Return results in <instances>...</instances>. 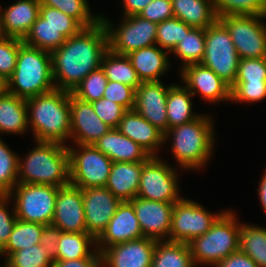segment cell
Wrapping results in <instances>:
<instances>
[{
    "mask_svg": "<svg viewBox=\"0 0 266 267\" xmlns=\"http://www.w3.org/2000/svg\"><path fill=\"white\" fill-rule=\"evenodd\" d=\"M108 50L107 30L101 20L66 39L51 53L55 88L72 92L90 72L101 66Z\"/></svg>",
    "mask_w": 266,
    "mask_h": 267,
    "instance_id": "6da1fadb",
    "label": "cell"
},
{
    "mask_svg": "<svg viewBox=\"0 0 266 267\" xmlns=\"http://www.w3.org/2000/svg\"><path fill=\"white\" fill-rule=\"evenodd\" d=\"M26 104L34 140L65 145L71 133L70 92L55 88L27 99Z\"/></svg>",
    "mask_w": 266,
    "mask_h": 267,
    "instance_id": "7a4b0ae2",
    "label": "cell"
},
{
    "mask_svg": "<svg viewBox=\"0 0 266 267\" xmlns=\"http://www.w3.org/2000/svg\"><path fill=\"white\" fill-rule=\"evenodd\" d=\"M23 159H18L17 184H42L64 187L70 184L67 145L36 141Z\"/></svg>",
    "mask_w": 266,
    "mask_h": 267,
    "instance_id": "3957f363",
    "label": "cell"
},
{
    "mask_svg": "<svg viewBox=\"0 0 266 267\" xmlns=\"http://www.w3.org/2000/svg\"><path fill=\"white\" fill-rule=\"evenodd\" d=\"M212 122V118L202 114L190 122L168 129L164 134V142L173 136L172 155L183 169H200L212 156L215 142Z\"/></svg>",
    "mask_w": 266,
    "mask_h": 267,
    "instance_id": "277c9868",
    "label": "cell"
},
{
    "mask_svg": "<svg viewBox=\"0 0 266 267\" xmlns=\"http://www.w3.org/2000/svg\"><path fill=\"white\" fill-rule=\"evenodd\" d=\"M7 80L8 92L25 100L55 89L51 53L22 43Z\"/></svg>",
    "mask_w": 266,
    "mask_h": 267,
    "instance_id": "5b68a950",
    "label": "cell"
},
{
    "mask_svg": "<svg viewBox=\"0 0 266 267\" xmlns=\"http://www.w3.org/2000/svg\"><path fill=\"white\" fill-rule=\"evenodd\" d=\"M236 220L234 212L223 211L204 235L188 243L195 266L204 263L215 267L230 254L239 251L241 223Z\"/></svg>",
    "mask_w": 266,
    "mask_h": 267,
    "instance_id": "8992f818",
    "label": "cell"
},
{
    "mask_svg": "<svg viewBox=\"0 0 266 267\" xmlns=\"http://www.w3.org/2000/svg\"><path fill=\"white\" fill-rule=\"evenodd\" d=\"M239 61L230 33L218 19L205 29V53L200 64L232 86L237 78Z\"/></svg>",
    "mask_w": 266,
    "mask_h": 267,
    "instance_id": "52a82bcc",
    "label": "cell"
},
{
    "mask_svg": "<svg viewBox=\"0 0 266 267\" xmlns=\"http://www.w3.org/2000/svg\"><path fill=\"white\" fill-rule=\"evenodd\" d=\"M59 188L42 184H17L7 196L12 197L15 201L14 208L17 219L50 225Z\"/></svg>",
    "mask_w": 266,
    "mask_h": 267,
    "instance_id": "ba28073f",
    "label": "cell"
},
{
    "mask_svg": "<svg viewBox=\"0 0 266 267\" xmlns=\"http://www.w3.org/2000/svg\"><path fill=\"white\" fill-rule=\"evenodd\" d=\"M77 145V150L67 146L70 184L82 190L90 187H104L113 161L94 145Z\"/></svg>",
    "mask_w": 266,
    "mask_h": 267,
    "instance_id": "9c48e42d",
    "label": "cell"
},
{
    "mask_svg": "<svg viewBox=\"0 0 266 267\" xmlns=\"http://www.w3.org/2000/svg\"><path fill=\"white\" fill-rule=\"evenodd\" d=\"M101 21L107 30L109 50L115 54L128 55L132 51L156 45L157 23L139 15L123 16L121 25L116 28L102 15Z\"/></svg>",
    "mask_w": 266,
    "mask_h": 267,
    "instance_id": "30bf717a",
    "label": "cell"
},
{
    "mask_svg": "<svg viewBox=\"0 0 266 267\" xmlns=\"http://www.w3.org/2000/svg\"><path fill=\"white\" fill-rule=\"evenodd\" d=\"M228 29L240 59L266 58V24L261 15L219 17Z\"/></svg>",
    "mask_w": 266,
    "mask_h": 267,
    "instance_id": "8fae6325",
    "label": "cell"
},
{
    "mask_svg": "<svg viewBox=\"0 0 266 267\" xmlns=\"http://www.w3.org/2000/svg\"><path fill=\"white\" fill-rule=\"evenodd\" d=\"M176 169L157 156L143 165L136 197L166 203H176L180 197Z\"/></svg>",
    "mask_w": 266,
    "mask_h": 267,
    "instance_id": "7c38bea8",
    "label": "cell"
},
{
    "mask_svg": "<svg viewBox=\"0 0 266 267\" xmlns=\"http://www.w3.org/2000/svg\"><path fill=\"white\" fill-rule=\"evenodd\" d=\"M222 213L211 214L199 203L181 198L173 206L169 241L188 244L204 235Z\"/></svg>",
    "mask_w": 266,
    "mask_h": 267,
    "instance_id": "4fadbf2b",
    "label": "cell"
},
{
    "mask_svg": "<svg viewBox=\"0 0 266 267\" xmlns=\"http://www.w3.org/2000/svg\"><path fill=\"white\" fill-rule=\"evenodd\" d=\"M82 199L87 233L97 240L122 201L105 186L82 190Z\"/></svg>",
    "mask_w": 266,
    "mask_h": 267,
    "instance_id": "5bb4252c",
    "label": "cell"
},
{
    "mask_svg": "<svg viewBox=\"0 0 266 267\" xmlns=\"http://www.w3.org/2000/svg\"><path fill=\"white\" fill-rule=\"evenodd\" d=\"M143 236L156 241H169L174 203L135 197L130 200Z\"/></svg>",
    "mask_w": 266,
    "mask_h": 267,
    "instance_id": "9a60e30c",
    "label": "cell"
},
{
    "mask_svg": "<svg viewBox=\"0 0 266 267\" xmlns=\"http://www.w3.org/2000/svg\"><path fill=\"white\" fill-rule=\"evenodd\" d=\"M170 86L162 81L141 82L135 90L134 110L164 134L168 131L166 99Z\"/></svg>",
    "mask_w": 266,
    "mask_h": 267,
    "instance_id": "2e32d148",
    "label": "cell"
},
{
    "mask_svg": "<svg viewBox=\"0 0 266 267\" xmlns=\"http://www.w3.org/2000/svg\"><path fill=\"white\" fill-rule=\"evenodd\" d=\"M70 119V139L75 144L93 145L111 129L97 116L92 103L76 98L71 92Z\"/></svg>",
    "mask_w": 266,
    "mask_h": 267,
    "instance_id": "e0dca14e",
    "label": "cell"
},
{
    "mask_svg": "<svg viewBox=\"0 0 266 267\" xmlns=\"http://www.w3.org/2000/svg\"><path fill=\"white\" fill-rule=\"evenodd\" d=\"M51 224L62 232H87L82 189L71 184L58 189Z\"/></svg>",
    "mask_w": 266,
    "mask_h": 267,
    "instance_id": "ac0fdd59",
    "label": "cell"
},
{
    "mask_svg": "<svg viewBox=\"0 0 266 267\" xmlns=\"http://www.w3.org/2000/svg\"><path fill=\"white\" fill-rule=\"evenodd\" d=\"M180 74L193 96L200 93L203 99L214 103L231 99V86L200 63L181 67Z\"/></svg>",
    "mask_w": 266,
    "mask_h": 267,
    "instance_id": "d6986e66",
    "label": "cell"
},
{
    "mask_svg": "<svg viewBox=\"0 0 266 267\" xmlns=\"http://www.w3.org/2000/svg\"><path fill=\"white\" fill-rule=\"evenodd\" d=\"M156 240L140 238L112 245L101 254V267H151Z\"/></svg>",
    "mask_w": 266,
    "mask_h": 267,
    "instance_id": "ffe728a7",
    "label": "cell"
},
{
    "mask_svg": "<svg viewBox=\"0 0 266 267\" xmlns=\"http://www.w3.org/2000/svg\"><path fill=\"white\" fill-rule=\"evenodd\" d=\"M143 237L132 203L130 201H122L110 219L106 230L97 239L96 248L101 253L112 245Z\"/></svg>",
    "mask_w": 266,
    "mask_h": 267,
    "instance_id": "44dd1931",
    "label": "cell"
},
{
    "mask_svg": "<svg viewBox=\"0 0 266 267\" xmlns=\"http://www.w3.org/2000/svg\"><path fill=\"white\" fill-rule=\"evenodd\" d=\"M40 5V0H19L0 8L1 36L23 40L39 16Z\"/></svg>",
    "mask_w": 266,
    "mask_h": 267,
    "instance_id": "7402d4cb",
    "label": "cell"
},
{
    "mask_svg": "<svg viewBox=\"0 0 266 267\" xmlns=\"http://www.w3.org/2000/svg\"><path fill=\"white\" fill-rule=\"evenodd\" d=\"M117 129L121 134L136 142L150 156H157V149L165 143L164 133L134 109L124 113Z\"/></svg>",
    "mask_w": 266,
    "mask_h": 267,
    "instance_id": "603a6c76",
    "label": "cell"
},
{
    "mask_svg": "<svg viewBox=\"0 0 266 267\" xmlns=\"http://www.w3.org/2000/svg\"><path fill=\"white\" fill-rule=\"evenodd\" d=\"M93 145L113 162H146L151 157L117 128H111Z\"/></svg>",
    "mask_w": 266,
    "mask_h": 267,
    "instance_id": "cb8c5ba5",
    "label": "cell"
},
{
    "mask_svg": "<svg viewBox=\"0 0 266 267\" xmlns=\"http://www.w3.org/2000/svg\"><path fill=\"white\" fill-rule=\"evenodd\" d=\"M145 162H113L105 187L121 201L136 197Z\"/></svg>",
    "mask_w": 266,
    "mask_h": 267,
    "instance_id": "d4e9b609",
    "label": "cell"
},
{
    "mask_svg": "<svg viewBox=\"0 0 266 267\" xmlns=\"http://www.w3.org/2000/svg\"><path fill=\"white\" fill-rule=\"evenodd\" d=\"M168 54L158 45H152L132 51L127 57L141 82H149L160 81V76L168 71L170 66Z\"/></svg>",
    "mask_w": 266,
    "mask_h": 267,
    "instance_id": "484cf974",
    "label": "cell"
},
{
    "mask_svg": "<svg viewBox=\"0 0 266 267\" xmlns=\"http://www.w3.org/2000/svg\"><path fill=\"white\" fill-rule=\"evenodd\" d=\"M174 18L193 28L206 29L219 18L213 0H171Z\"/></svg>",
    "mask_w": 266,
    "mask_h": 267,
    "instance_id": "4316f807",
    "label": "cell"
},
{
    "mask_svg": "<svg viewBox=\"0 0 266 267\" xmlns=\"http://www.w3.org/2000/svg\"><path fill=\"white\" fill-rule=\"evenodd\" d=\"M26 100L12 93L0 96V133L22 134L28 128Z\"/></svg>",
    "mask_w": 266,
    "mask_h": 267,
    "instance_id": "83f0119b",
    "label": "cell"
},
{
    "mask_svg": "<svg viewBox=\"0 0 266 267\" xmlns=\"http://www.w3.org/2000/svg\"><path fill=\"white\" fill-rule=\"evenodd\" d=\"M92 252L89 249L91 246ZM97 240L87 232H62L57 244L56 259L54 261L76 260L88 256H101L96 248Z\"/></svg>",
    "mask_w": 266,
    "mask_h": 267,
    "instance_id": "f1b7e54d",
    "label": "cell"
},
{
    "mask_svg": "<svg viewBox=\"0 0 266 267\" xmlns=\"http://www.w3.org/2000/svg\"><path fill=\"white\" fill-rule=\"evenodd\" d=\"M192 96L184 85H170L166 99L168 129L190 122L199 116L192 113Z\"/></svg>",
    "mask_w": 266,
    "mask_h": 267,
    "instance_id": "f546056e",
    "label": "cell"
},
{
    "mask_svg": "<svg viewBox=\"0 0 266 267\" xmlns=\"http://www.w3.org/2000/svg\"><path fill=\"white\" fill-rule=\"evenodd\" d=\"M151 267H195L187 243L157 241Z\"/></svg>",
    "mask_w": 266,
    "mask_h": 267,
    "instance_id": "4dcf8cb0",
    "label": "cell"
},
{
    "mask_svg": "<svg viewBox=\"0 0 266 267\" xmlns=\"http://www.w3.org/2000/svg\"><path fill=\"white\" fill-rule=\"evenodd\" d=\"M101 68L108 81L121 82L134 90L141 84V80L127 55L115 54L108 50L103 56Z\"/></svg>",
    "mask_w": 266,
    "mask_h": 267,
    "instance_id": "1f68e13d",
    "label": "cell"
},
{
    "mask_svg": "<svg viewBox=\"0 0 266 267\" xmlns=\"http://www.w3.org/2000/svg\"><path fill=\"white\" fill-rule=\"evenodd\" d=\"M66 39L67 38L57 27L47 24L46 20L38 16L22 41L28 46L52 53L59 48Z\"/></svg>",
    "mask_w": 266,
    "mask_h": 267,
    "instance_id": "d6a6232c",
    "label": "cell"
},
{
    "mask_svg": "<svg viewBox=\"0 0 266 267\" xmlns=\"http://www.w3.org/2000/svg\"><path fill=\"white\" fill-rule=\"evenodd\" d=\"M45 225L25 222L17 219L6 245L0 250V256L7 258L13 252L40 244Z\"/></svg>",
    "mask_w": 266,
    "mask_h": 267,
    "instance_id": "836d02e7",
    "label": "cell"
},
{
    "mask_svg": "<svg viewBox=\"0 0 266 267\" xmlns=\"http://www.w3.org/2000/svg\"><path fill=\"white\" fill-rule=\"evenodd\" d=\"M239 250L247 254L258 267H266V228L241 224Z\"/></svg>",
    "mask_w": 266,
    "mask_h": 267,
    "instance_id": "e575fe53",
    "label": "cell"
},
{
    "mask_svg": "<svg viewBox=\"0 0 266 267\" xmlns=\"http://www.w3.org/2000/svg\"><path fill=\"white\" fill-rule=\"evenodd\" d=\"M172 53L182 60V67L200 63L205 53V29L192 28L180 39Z\"/></svg>",
    "mask_w": 266,
    "mask_h": 267,
    "instance_id": "d590c367",
    "label": "cell"
},
{
    "mask_svg": "<svg viewBox=\"0 0 266 267\" xmlns=\"http://www.w3.org/2000/svg\"><path fill=\"white\" fill-rule=\"evenodd\" d=\"M40 4L59 9L76 19L84 28L91 27L101 20V15H92L87 0H40Z\"/></svg>",
    "mask_w": 266,
    "mask_h": 267,
    "instance_id": "8d00e7d4",
    "label": "cell"
},
{
    "mask_svg": "<svg viewBox=\"0 0 266 267\" xmlns=\"http://www.w3.org/2000/svg\"><path fill=\"white\" fill-rule=\"evenodd\" d=\"M53 260L41 244L13 252L5 258L6 267H52Z\"/></svg>",
    "mask_w": 266,
    "mask_h": 267,
    "instance_id": "74e56055",
    "label": "cell"
},
{
    "mask_svg": "<svg viewBox=\"0 0 266 267\" xmlns=\"http://www.w3.org/2000/svg\"><path fill=\"white\" fill-rule=\"evenodd\" d=\"M18 159L0 137V195H8L17 185Z\"/></svg>",
    "mask_w": 266,
    "mask_h": 267,
    "instance_id": "f35d334b",
    "label": "cell"
},
{
    "mask_svg": "<svg viewBox=\"0 0 266 267\" xmlns=\"http://www.w3.org/2000/svg\"><path fill=\"white\" fill-rule=\"evenodd\" d=\"M192 28L178 18L164 20L157 24L156 45L170 53Z\"/></svg>",
    "mask_w": 266,
    "mask_h": 267,
    "instance_id": "ab89813d",
    "label": "cell"
},
{
    "mask_svg": "<svg viewBox=\"0 0 266 267\" xmlns=\"http://www.w3.org/2000/svg\"><path fill=\"white\" fill-rule=\"evenodd\" d=\"M108 79L101 66L90 72L71 92L76 98L85 101L93 102L103 97Z\"/></svg>",
    "mask_w": 266,
    "mask_h": 267,
    "instance_id": "60d3db41",
    "label": "cell"
},
{
    "mask_svg": "<svg viewBox=\"0 0 266 267\" xmlns=\"http://www.w3.org/2000/svg\"><path fill=\"white\" fill-rule=\"evenodd\" d=\"M218 18L237 15H261L264 0H213Z\"/></svg>",
    "mask_w": 266,
    "mask_h": 267,
    "instance_id": "b9f144b4",
    "label": "cell"
},
{
    "mask_svg": "<svg viewBox=\"0 0 266 267\" xmlns=\"http://www.w3.org/2000/svg\"><path fill=\"white\" fill-rule=\"evenodd\" d=\"M39 16L46 20L47 24L57 27L67 39L84 28L76 19L49 6L40 5Z\"/></svg>",
    "mask_w": 266,
    "mask_h": 267,
    "instance_id": "7bdbcfd3",
    "label": "cell"
},
{
    "mask_svg": "<svg viewBox=\"0 0 266 267\" xmlns=\"http://www.w3.org/2000/svg\"><path fill=\"white\" fill-rule=\"evenodd\" d=\"M21 39L0 36V74L8 79L14 72Z\"/></svg>",
    "mask_w": 266,
    "mask_h": 267,
    "instance_id": "ee69618b",
    "label": "cell"
},
{
    "mask_svg": "<svg viewBox=\"0 0 266 267\" xmlns=\"http://www.w3.org/2000/svg\"><path fill=\"white\" fill-rule=\"evenodd\" d=\"M266 98V82H234L231 99L235 102H259Z\"/></svg>",
    "mask_w": 266,
    "mask_h": 267,
    "instance_id": "f6af8a7d",
    "label": "cell"
},
{
    "mask_svg": "<svg viewBox=\"0 0 266 267\" xmlns=\"http://www.w3.org/2000/svg\"><path fill=\"white\" fill-rule=\"evenodd\" d=\"M235 82H266V58L240 59Z\"/></svg>",
    "mask_w": 266,
    "mask_h": 267,
    "instance_id": "bcb514c9",
    "label": "cell"
},
{
    "mask_svg": "<svg viewBox=\"0 0 266 267\" xmlns=\"http://www.w3.org/2000/svg\"><path fill=\"white\" fill-rule=\"evenodd\" d=\"M91 103L97 116L111 128L118 127L124 113L127 111L120 104L103 97Z\"/></svg>",
    "mask_w": 266,
    "mask_h": 267,
    "instance_id": "7dc6e473",
    "label": "cell"
},
{
    "mask_svg": "<svg viewBox=\"0 0 266 267\" xmlns=\"http://www.w3.org/2000/svg\"><path fill=\"white\" fill-rule=\"evenodd\" d=\"M103 98L120 104L126 110H133L135 106V90L121 82L108 81Z\"/></svg>",
    "mask_w": 266,
    "mask_h": 267,
    "instance_id": "c3c4849f",
    "label": "cell"
},
{
    "mask_svg": "<svg viewBox=\"0 0 266 267\" xmlns=\"http://www.w3.org/2000/svg\"><path fill=\"white\" fill-rule=\"evenodd\" d=\"M154 23L174 18L171 0H153L139 14Z\"/></svg>",
    "mask_w": 266,
    "mask_h": 267,
    "instance_id": "681fc988",
    "label": "cell"
},
{
    "mask_svg": "<svg viewBox=\"0 0 266 267\" xmlns=\"http://www.w3.org/2000/svg\"><path fill=\"white\" fill-rule=\"evenodd\" d=\"M11 200L7 195H0V250L6 245L9 240L12 229L15 225L17 217L15 215V208L10 214L8 211V202Z\"/></svg>",
    "mask_w": 266,
    "mask_h": 267,
    "instance_id": "f907efd6",
    "label": "cell"
},
{
    "mask_svg": "<svg viewBox=\"0 0 266 267\" xmlns=\"http://www.w3.org/2000/svg\"><path fill=\"white\" fill-rule=\"evenodd\" d=\"M62 231L50 224L45 225L40 238V244L47 251L48 256L54 261L56 259L57 244Z\"/></svg>",
    "mask_w": 266,
    "mask_h": 267,
    "instance_id": "816d5d0a",
    "label": "cell"
},
{
    "mask_svg": "<svg viewBox=\"0 0 266 267\" xmlns=\"http://www.w3.org/2000/svg\"><path fill=\"white\" fill-rule=\"evenodd\" d=\"M215 267H258V265L247 254L239 250L230 254Z\"/></svg>",
    "mask_w": 266,
    "mask_h": 267,
    "instance_id": "f5cc1de1",
    "label": "cell"
},
{
    "mask_svg": "<svg viewBox=\"0 0 266 267\" xmlns=\"http://www.w3.org/2000/svg\"><path fill=\"white\" fill-rule=\"evenodd\" d=\"M52 267H101V256L65 261H54Z\"/></svg>",
    "mask_w": 266,
    "mask_h": 267,
    "instance_id": "db71d44e",
    "label": "cell"
},
{
    "mask_svg": "<svg viewBox=\"0 0 266 267\" xmlns=\"http://www.w3.org/2000/svg\"><path fill=\"white\" fill-rule=\"evenodd\" d=\"M153 0H123L124 15H138Z\"/></svg>",
    "mask_w": 266,
    "mask_h": 267,
    "instance_id": "11a10c76",
    "label": "cell"
},
{
    "mask_svg": "<svg viewBox=\"0 0 266 267\" xmlns=\"http://www.w3.org/2000/svg\"><path fill=\"white\" fill-rule=\"evenodd\" d=\"M263 174L264 175L262 176L261 181L259 182V189L257 191L262 207L266 214V170Z\"/></svg>",
    "mask_w": 266,
    "mask_h": 267,
    "instance_id": "9f6ffc18",
    "label": "cell"
},
{
    "mask_svg": "<svg viewBox=\"0 0 266 267\" xmlns=\"http://www.w3.org/2000/svg\"><path fill=\"white\" fill-rule=\"evenodd\" d=\"M8 92V80L0 74V96Z\"/></svg>",
    "mask_w": 266,
    "mask_h": 267,
    "instance_id": "6f0895ef",
    "label": "cell"
},
{
    "mask_svg": "<svg viewBox=\"0 0 266 267\" xmlns=\"http://www.w3.org/2000/svg\"><path fill=\"white\" fill-rule=\"evenodd\" d=\"M261 16L265 20V18H266V0H264V8H263Z\"/></svg>",
    "mask_w": 266,
    "mask_h": 267,
    "instance_id": "680465c9",
    "label": "cell"
}]
</instances>
